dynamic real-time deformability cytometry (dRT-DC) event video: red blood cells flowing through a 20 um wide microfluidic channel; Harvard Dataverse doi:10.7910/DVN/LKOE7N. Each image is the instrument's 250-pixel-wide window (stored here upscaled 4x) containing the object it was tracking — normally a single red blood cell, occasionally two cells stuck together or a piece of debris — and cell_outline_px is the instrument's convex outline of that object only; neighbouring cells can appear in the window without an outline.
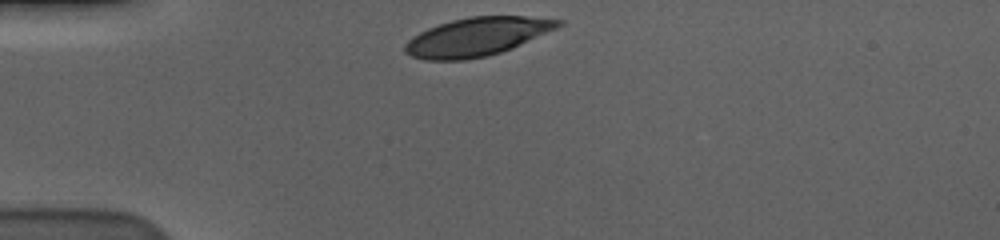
{"species": "human", "species_latin": "Homo sapiens", "temperature_condition": "cold", "stored_images_in_passage": 33, "camera_frame_rate_fps": 3000, "um_per_image_px": 0.085, "donor": {"sex": "male"}, "frame": {"image": 1, "passage_image": 1, "time_ms": 0.0, "image_size_px": [1000, 240], "cell_outline_px": [[564, 24], [556, 28], [512, 48], [488, 56], [464, 60], [424, 60], [412, 56], [404, 52], [404, 44], [412, 36], [428, 28], [452, 20], [472, 16], [524, 16], [564, 20]], "centroid_in_image_um": [40.52, 3.13], "position_along_channel_um": 44.5, "area_um2": 34.16}}
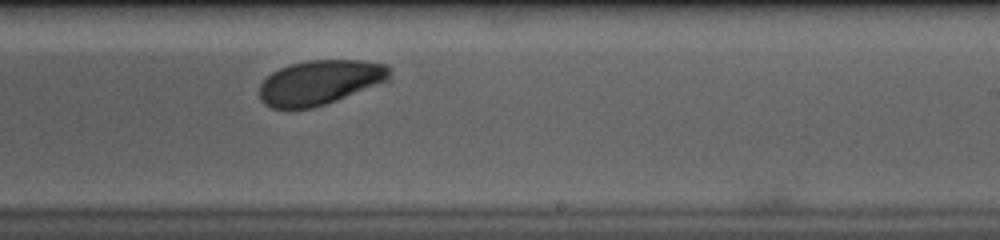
{"frame": {"image": 2, "passage_image": 22, "time_ms": 7.0, "image_size_px": [1000, 240], "cell_outline_px": [[392, 68], [388, 80], [336, 100], [312, 108], [272, 108], [264, 104], [260, 100], [260, 84], [272, 72], [280, 68], [292, 64], [308, 60], [364, 60], [388, 64]], "centroid_in_image_um": [27.2, 6.98], "position_along_channel_um": 261.8, "area_um2": 33.64}}
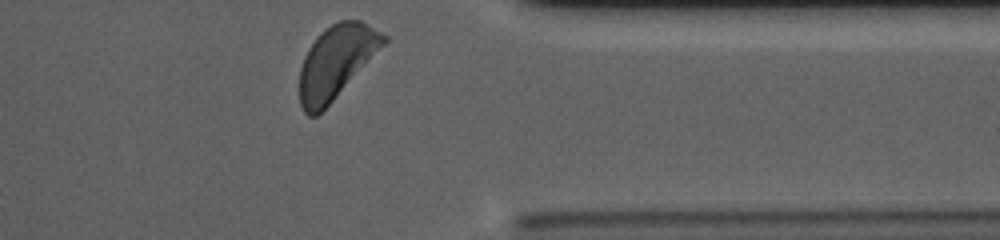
{"frame": {"image": 3, "passage_image": 33, "time_ms": 10.667, "image_size_px": [1000, 240], "cell_outline_px": [[388, 40], [332, 100], [316, 116], [308, 116], [304, 112], [300, 104], [300, 68], [304, 56], [308, 48], [316, 36], [320, 32], [332, 24], [340, 20], [360, 20], [388, 36]], "centroid_in_image_um": [28.54, 5.23], "position_along_channel_um": 382.9, "area_um2": 34.97}, "authors_computed_cell_mechanics": {"area_um2": 35.8938, "velocity_mm_per_s": 3.5094, "shape_relaxation_time_tau1_ms": 2.6874, "shape_relaxation_time_tau2_ms": null, "deformation_change_tau1": 0.1258, "deformation_change_tau2": null}}